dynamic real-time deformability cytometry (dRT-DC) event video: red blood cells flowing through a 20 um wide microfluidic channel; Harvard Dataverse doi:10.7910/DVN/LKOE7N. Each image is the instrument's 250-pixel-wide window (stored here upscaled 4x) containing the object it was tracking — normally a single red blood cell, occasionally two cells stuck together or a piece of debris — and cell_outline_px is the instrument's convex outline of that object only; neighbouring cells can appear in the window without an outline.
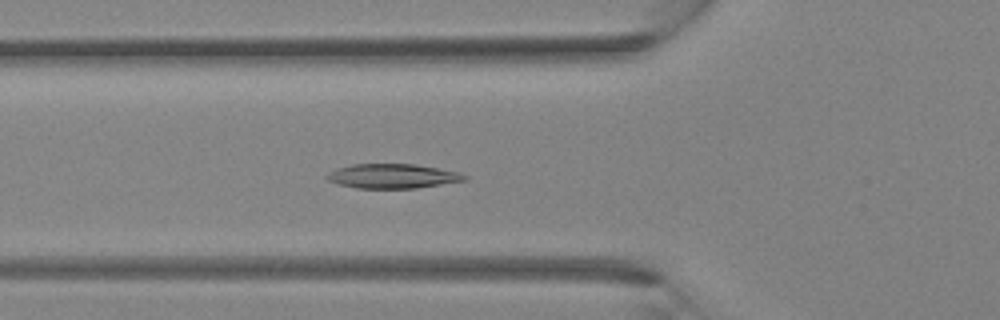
{"species": "Egyptian fruit bat (a non-hibernating species)", "species_latin": "Rousettus aegyptiacus", "temperature_condition": "room temperature", "stored_images_in_passage": 30, "camera_frame_rate_fps": 3000, "um_per_image_px": 0.085, "animal": {"sex": "female"}, "frame": {"image": 1, "passage_image": 6, "time_ms": 1.667, "image_size_px": [1000, 320], "cell_outline_px": [[468, 180], [416, 188], [356, 188], [336, 184], [328, 180], [324, 176], [328, 172], [336, 168], [352, 164], [416, 164], [460, 172], [468, 176]], "centroid_in_image_um": [33.36, 14.97], "position_along_channel_um": 92.4, "area_um2": 19.83}}
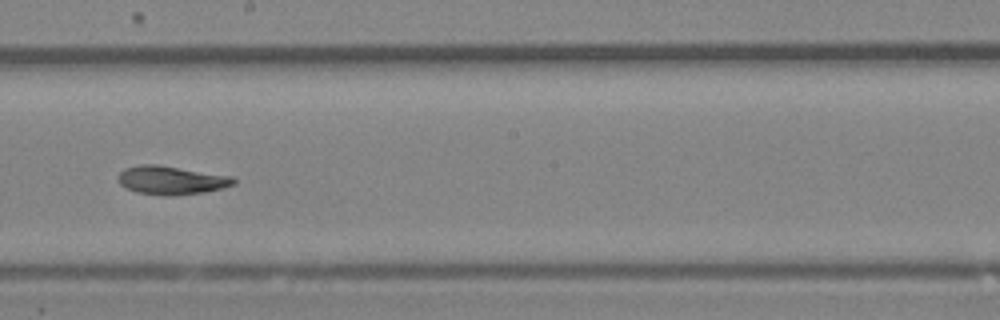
{"frame": {"image": 2, "passage_image": 14, "time_ms": 4.333, "image_size_px": [1000, 320], "cell_outline_px": [[236, 184], [224, 188], [204, 192], [172, 196], [164, 196], [136, 192], [124, 188], [116, 180], [116, 176], [124, 168], [140, 164], [156, 164], [232, 176], [236, 180]], "centroid_in_image_um": [14.52, 15.32], "position_along_channel_um": 233.7, "area_um2": 19.54}}
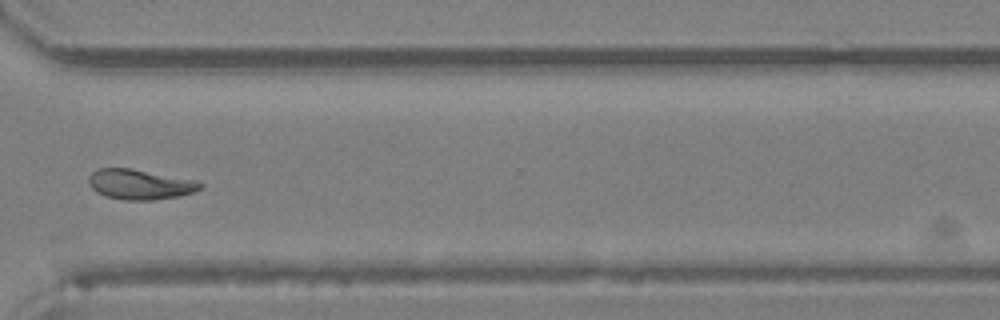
{"frame": {"image": 3, "passage_image": 21, "time_ms": 6.667, "image_size_px": [1000, 320], "cell_outline_px": [[204, 184], [200, 188], [192, 192], [180, 196], [152, 200], [124, 200], [104, 196], [96, 192], [88, 184], [88, 176], [92, 172], [100, 168], [132, 168], [196, 180]], "centroid_in_image_um": [11.86, 15.67], "position_along_channel_um": 358.7, "area_um2": 19.71}}